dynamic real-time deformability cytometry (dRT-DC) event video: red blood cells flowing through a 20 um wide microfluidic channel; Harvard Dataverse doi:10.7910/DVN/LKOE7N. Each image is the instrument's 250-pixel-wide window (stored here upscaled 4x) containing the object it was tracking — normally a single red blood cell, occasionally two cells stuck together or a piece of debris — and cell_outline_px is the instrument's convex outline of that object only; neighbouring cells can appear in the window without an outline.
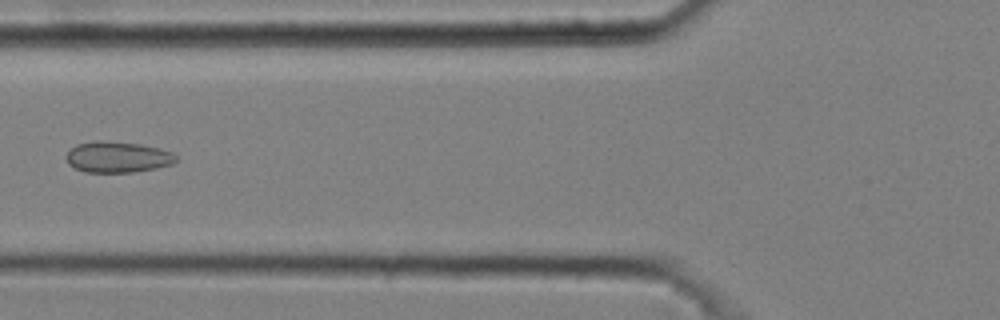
{"species": "common noctule bat (a hibernating species)", "species_latin": "Nyctalus noctula", "temperature_condition": "cold", "stored_images_in_passage": 8, "camera_frame_rate_fps": 3000, "um_per_image_px": 0.085, "animal": {"sex": "male", "body_mass_g": 20.4}, "frame": {"image": 1, "passage_image": 5, "time_ms": 1.333, "image_size_px": [1000, 320], "cell_outline_px": [[176, 160], [172, 164], [156, 168], [132, 172], [84, 172], [68, 164], [64, 156], [76, 144], [96, 140], [100, 140], [140, 144], [160, 148], [172, 152], [176, 156]], "centroid_in_image_um": [9.97, 13.34], "position_along_channel_um": 115.8, "area_um2": 19.88}}
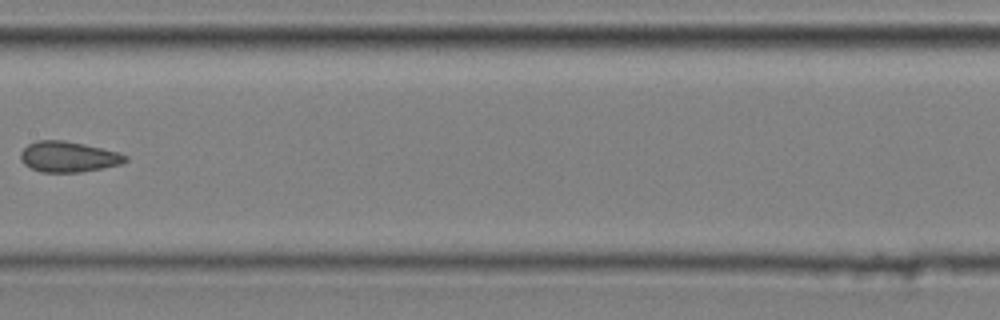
{"frame": {"image": 2, "passage_image": 7, "time_ms": 2.0, "image_size_px": [1000, 320], "cell_outline_px": [[128, 160], [120, 164], [104, 168], [80, 172], [40, 172], [24, 164], [20, 160], [20, 152], [28, 144], [36, 140], [64, 140], [84, 144], [120, 152], [128, 156]], "centroid_in_image_um": [5.81, 13.32], "position_along_channel_um": 201.6, "area_um2": 18.84}}
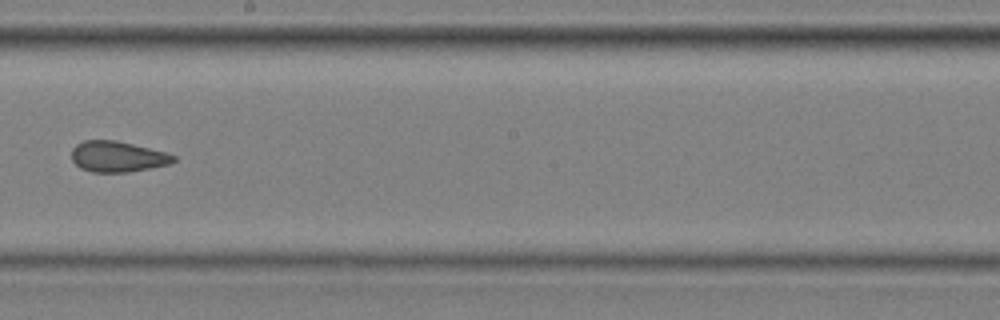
{"frame": {"image": 3, "passage_image": 8, "time_ms": 2.333, "image_size_px": [1000, 320], "cell_outline_px": [[176, 160], [168, 164], [152, 168], [128, 172], [92, 172], [80, 168], [72, 160], [72, 148], [76, 144], [84, 140], [116, 140], [164, 152], [176, 156]], "centroid_in_image_um": [9.97, 13.31], "position_along_channel_um": 238.2, "area_um2": 18.21}}